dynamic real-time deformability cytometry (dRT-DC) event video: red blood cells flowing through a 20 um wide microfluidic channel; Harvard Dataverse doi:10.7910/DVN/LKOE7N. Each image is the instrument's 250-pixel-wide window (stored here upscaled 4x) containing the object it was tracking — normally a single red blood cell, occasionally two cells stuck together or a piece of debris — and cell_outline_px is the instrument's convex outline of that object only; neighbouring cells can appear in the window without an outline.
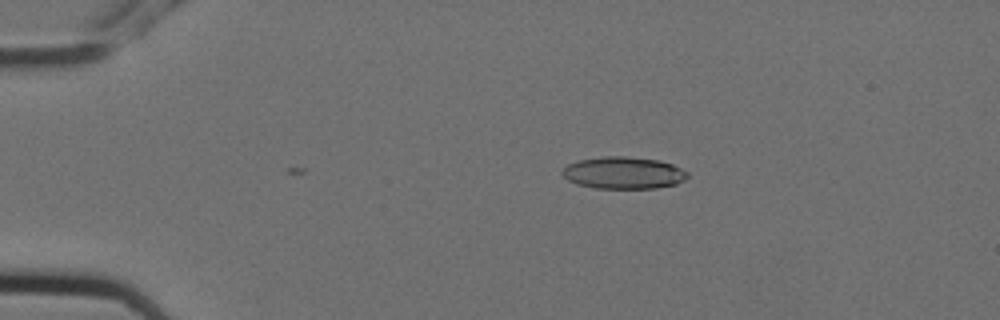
{"species": "Egyptian fruit bat (a non-hibernating species)", "species_latin": "Rousettus aegyptiacus", "temperature_condition": "cold", "stored_images_in_passage": 7, "camera_frame_rate_fps": 3000, "um_per_image_px": 0.085, "animal": {"sex": "female"}, "frame": {"image": 1, "passage_image": 1, "time_ms": 0.0, "image_size_px": [1000, 320], "cell_outline_px": [[688, 176], [684, 180], [676, 184], [656, 188], [596, 188], [576, 184], [568, 180], [560, 172], [568, 164], [580, 160], [604, 156], [624, 156], [660, 160], [672, 164], [688, 172]], "centroid_in_image_um": [53.0, 14.69], "position_along_channel_um": 32.0, "area_um2": 23.35}}
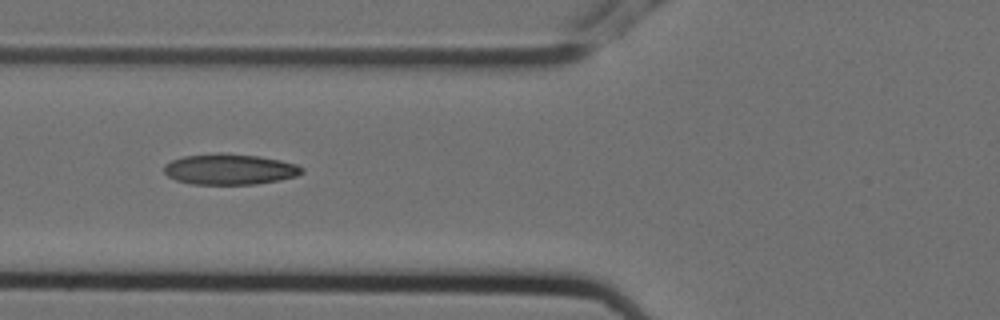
{"frame": {"image": 2, "passage_image": 4, "time_ms": 1.0, "image_size_px": [1000, 320], "cell_outline_px": [[304, 172], [296, 176], [280, 180], [256, 184], [192, 184], [176, 180], [168, 176], [164, 172], [164, 164], [172, 160], [184, 156], [216, 152], [224, 152], [260, 156], [280, 160], [296, 164], [304, 168]], "centroid_in_image_um": [19.53, 14.37], "position_along_channel_um": 106.3, "area_um2": 24.97}}
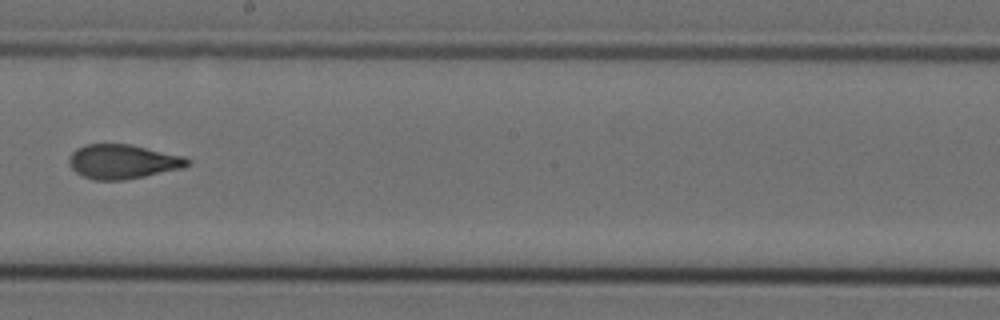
{"frame": {"image": 3, "passage_image": 7, "time_ms": 2.0, "image_size_px": [1000, 320], "cell_outline_px": [[192, 164], [184, 168], [124, 180], [92, 180], [76, 172], [68, 164], [68, 160], [72, 152], [76, 148], [84, 144], [132, 144], [184, 156], [192, 160]], "centroid_in_image_um": [10.46, 13.73], "position_along_channel_um": 237.7, "area_um2": 23.99}}